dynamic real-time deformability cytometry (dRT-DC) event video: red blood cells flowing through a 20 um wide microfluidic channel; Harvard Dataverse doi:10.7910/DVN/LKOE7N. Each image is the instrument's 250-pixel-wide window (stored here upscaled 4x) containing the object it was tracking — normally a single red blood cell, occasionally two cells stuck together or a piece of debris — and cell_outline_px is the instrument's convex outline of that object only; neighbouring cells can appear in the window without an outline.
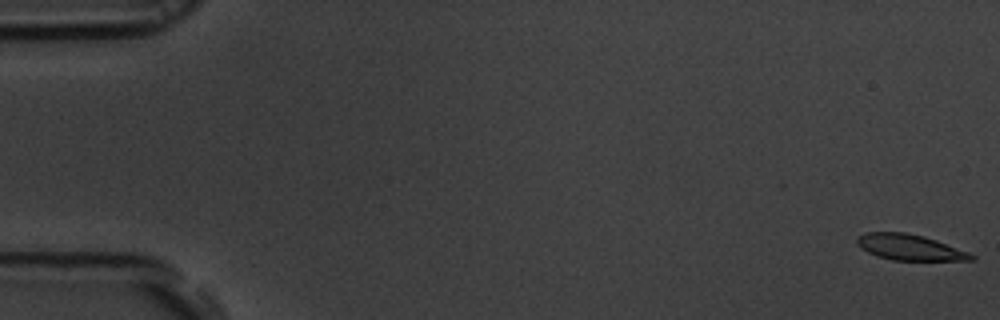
{"species": "common noctule bat (a hibernating species)", "species_latin": "Nyctalus noctula", "temperature_condition": "room temperature", "stored_images_in_passage": 56, "camera_frame_rate_fps": 3000, "um_per_image_px": 0.085, "animal": {"sex": "male", "body_mass_g": 19.5, "forearm_length_mm": 54.6}, "frame": {"image": 1, "passage_image": 1, "time_ms": 0.0, "image_size_px": [1000, 320], "cell_outline_px": [[976, 260], [892, 260], [876, 256], [860, 248], [856, 244], [856, 240], [860, 236], [868, 232], [904, 232], [924, 236], [936, 240], [968, 252], [976, 256]], "centroid_in_image_um": [77.31, 21.02], "position_along_channel_um": 7.7, "area_um2": 17.11}}
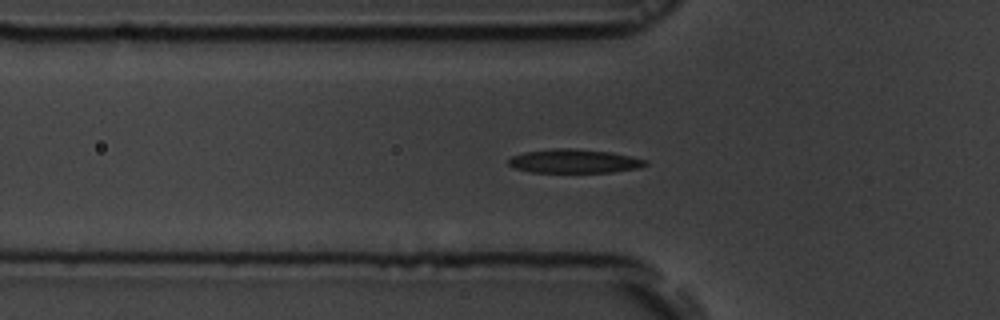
{"frame": {"image": 2, "passage_image": 19, "time_ms": 6.0, "image_size_px": [1000, 320], "cell_outline_px": [[648, 164], [640, 168], [612, 172], [532, 172], [516, 168], [508, 164], [508, 160], [512, 156], [524, 152], [552, 148], [572, 148], [612, 152], [648, 160]], "centroid_in_image_um": [48.84, 13.69], "position_along_channel_um": 77.0, "area_um2": 19.07}}
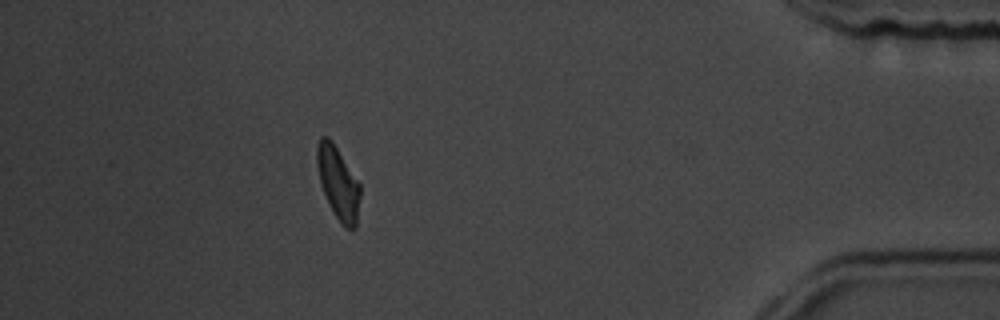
{"frame": {"image": 3, "passage_image": 50, "time_ms": 16.333, "image_size_px": [1000, 320], "cell_outline_px": [[360, 196], [356, 228], [344, 228], [340, 224], [324, 192], [320, 180], [316, 164], [316, 148], [320, 136], [328, 136], [332, 140], [360, 184]], "centroid_in_image_um": [28.74, 15.52], "position_along_channel_um": 406.5, "area_um2": 18.09}, "authors_computed_cell_mechanics": {"area_um2": 18.6694, "velocity_mm_per_s": 3.6652, "shape_relaxation_time_tau1_ms": 2.7621, "shape_relaxation_time_tau2_ms": 2.0574, "deformation_change_tau1": 0.1175, "deformation_change_tau2": 0.0772}}